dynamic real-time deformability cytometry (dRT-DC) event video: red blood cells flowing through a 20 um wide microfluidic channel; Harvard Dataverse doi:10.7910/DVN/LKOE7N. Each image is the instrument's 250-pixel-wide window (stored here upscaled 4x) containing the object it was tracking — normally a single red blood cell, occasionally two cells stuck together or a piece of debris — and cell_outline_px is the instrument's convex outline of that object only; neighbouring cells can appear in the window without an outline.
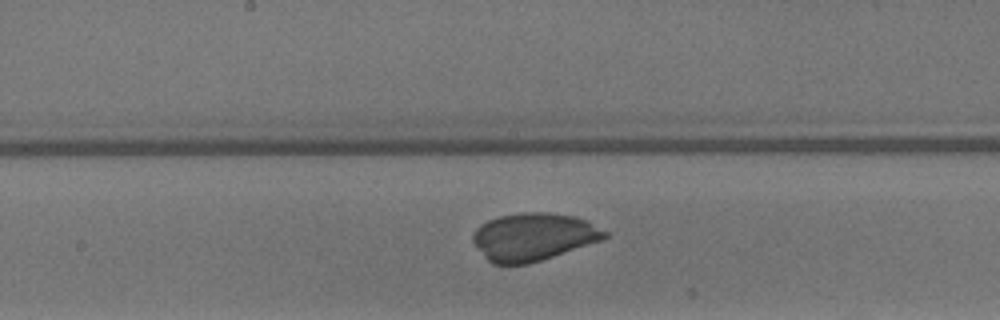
{"species": "common noctule bat (a hibernating species)", "species_latin": "Nyctalus noctula", "temperature_condition": "warm", "stored_images_in_passage": 34, "camera_frame_rate_fps": 3000, "um_per_image_px": 0.085, "animal": {"sex": "male", "body_mass_g": 13.3}, "frame": {"image": 1, "passage_image": 19, "time_ms": 6.0, "image_size_px": [1000, 320], "cell_outline_px": [[608, 236], [600, 240], [528, 264], [492, 264], [484, 256], [472, 240], [472, 236], [476, 228], [480, 224], [488, 220], [500, 216], [520, 212], [548, 212], [576, 216], [608, 232]], "centroid_in_image_um": [45.3, 20.11], "position_along_channel_um": 202.9, "area_um2": 36.18}}
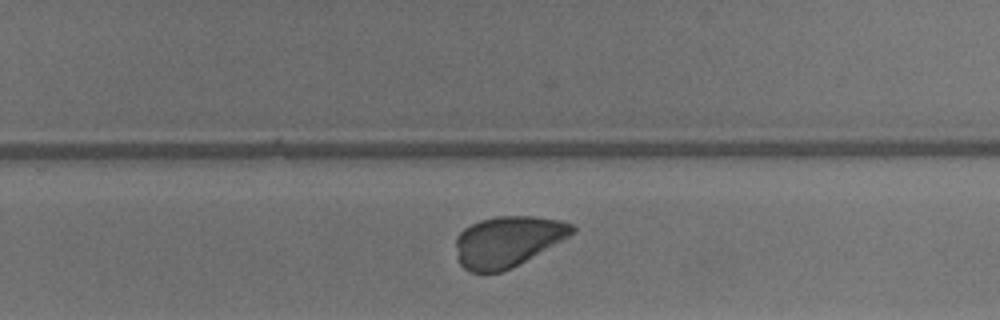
{"frame": {"image": 2, "passage_image": 25, "time_ms": 8.0, "image_size_px": [1000, 320], "cell_outline_px": [[576, 232], [512, 268], [500, 272], [468, 272], [460, 264], [456, 256], [456, 236], [464, 228], [480, 220], [500, 216], [532, 216], [560, 220], [572, 224], [576, 228]], "centroid_in_image_um": [43.13, 20.52], "position_along_channel_um": 286.7, "area_um2": 34.28}}
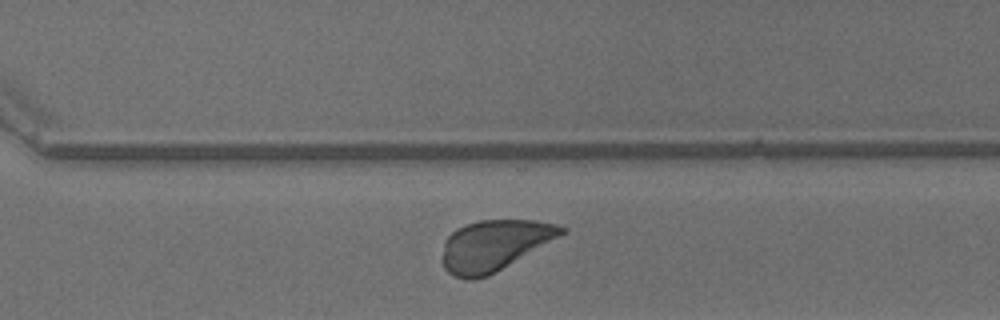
{"frame": {"image": 3, "passage_image": 28, "time_ms": 9.0, "image_size_px": [1000, 320], "cell_outline_px": [[568, 232], [496, 272], [488, 276], [472, 280], [468, 280], [456, 276], [448, 272], [444, 268], [440, 260], [444, 240], [456, 228], [480, 220], [536, 220], [556, 224], [568, 228]], "centroid_in_image_um": [42.01, 20.86], "position_along_channel_um": 328.6, "area_um2": 35.49}}